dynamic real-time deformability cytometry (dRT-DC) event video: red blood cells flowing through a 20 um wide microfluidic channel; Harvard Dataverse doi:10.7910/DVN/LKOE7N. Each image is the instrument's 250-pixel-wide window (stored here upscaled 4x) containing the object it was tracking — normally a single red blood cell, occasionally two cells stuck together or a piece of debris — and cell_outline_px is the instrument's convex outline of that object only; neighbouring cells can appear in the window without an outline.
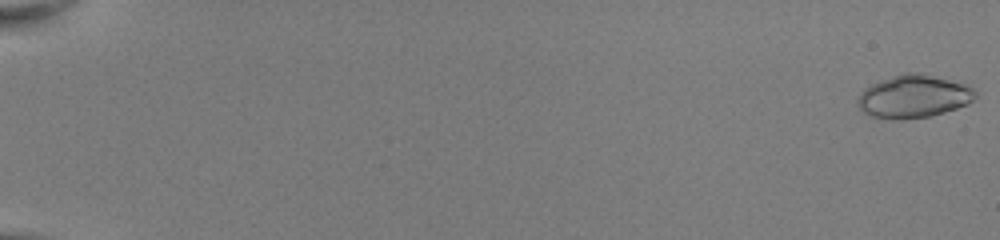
{"species": "common noctule bat (a hibernating species)", "species_latin": "Nyctalus noctula", "temperature_condition": "room temperature", "stored_images_in_passage": 52, "camera_frame_rate_fps": 3000, "um_per_image_px": 0.085, "animal": {"sex": "female", "body_mass_g": 22.0, "forearm_length_mm": 56.7}, "frame": {"image": 1, "passage_image": 1, "time_ms": 0.0, "image_size_px": [1000, 240], "cell_outline_px": [[976, 96], [968, 104], [944, 112], [928, 116], [872, 116], [864, 112], [860, 108], [856, 100], [860, 92], [864, 88], [872, 84], [908, 72], [916, 72], [968, 84], [976, 92]], "centroid_in_image_um": [77.7, 8.15], "position_along_channel_um": 7.3, "area_um2": 28.21}}
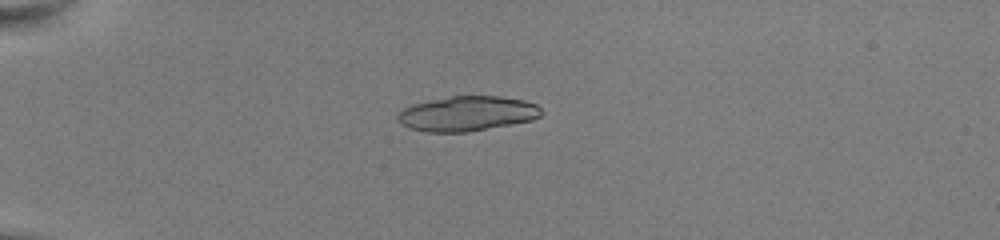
{"frame": {"image": 2, "passage_image": 16, "time_ms": 5.0, "image_size_px": [1000, 240], "cell_outline_px": [[540, 116], [532, 120], [512, 124], [468, 132], [428, 132], [408, 128], [396, 116], [404, 108], [412, 104], [452, 96], [500, 96], [524, 100], [536, 104], [540, 108]], "centroid_in_image_um": [39.72, 9.66], "position_along_channel_um": 45.3, "area_um2": 28.96}}